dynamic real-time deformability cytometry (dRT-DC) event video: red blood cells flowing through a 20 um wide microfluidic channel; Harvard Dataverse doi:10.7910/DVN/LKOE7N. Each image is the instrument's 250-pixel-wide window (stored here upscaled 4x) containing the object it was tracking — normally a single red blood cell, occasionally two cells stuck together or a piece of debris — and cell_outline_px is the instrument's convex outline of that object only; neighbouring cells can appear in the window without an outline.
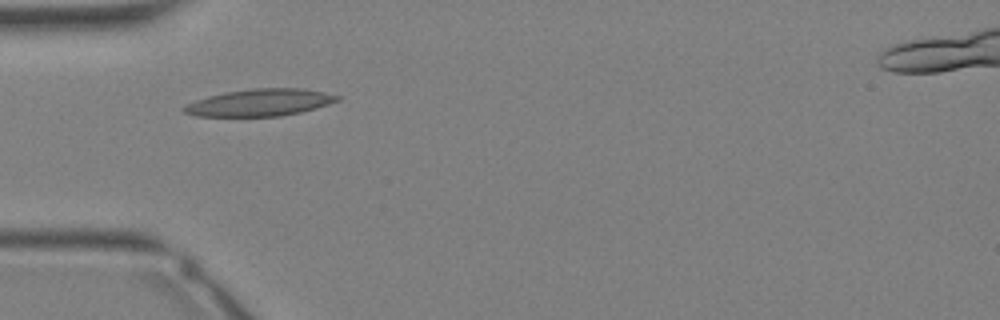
{"species": "Egyptian fruit bat (a non-hibernating species)", "species_latin": "Rousettus aegyptiacus", "temperature_condition": "warm", "stored_images_in_passage": 24, "camera_frame_rate_fps": 3000, "um_per_image_px": 0.085, "animal": {"sex": "female"}, "frame": {"image": 1, "passage_image": 1, "time_ms": 0.0, "image_size_px": [1000, 320], "cell_outline_px": [[340, 100], [316, 108], [300, 112], [280, 116], [196, 116], [184, 112], [180, 108], [196, 100], [208, 96], [228, 92], [252, 88], [300, 88], [324, 92], [340, 96]], "centroid_in_image_um": [22.1, 8.72], "position_along_channel_um": 62.9, "area_um2": 23.99}}
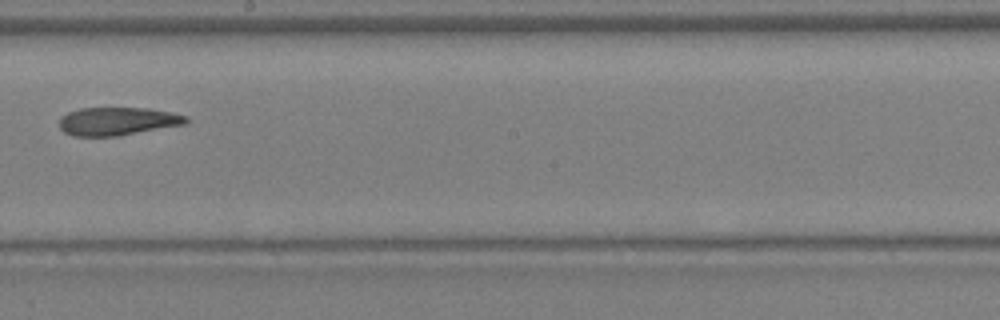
{"frame": {"image": 2, "passage_image": 10, "time_ms": 3.0, "image_size_px": [1000, 320], "cell_outline_px": [[188, 120], [184, 124], [116, 136], [72, 136], [64, 132], [60, 128], [60, 120], [68, 112], [80, 108], [148, 108], [172, 112], [188, 116]], "centroid_in_image_um": [9.99, 10.3], "position_along_channel_um": 238.2, "area_um2": 20.58}}
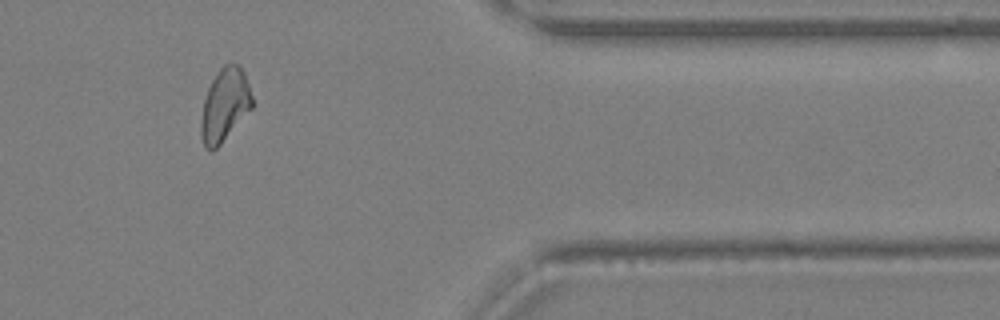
{"frame": {"image": 3, "passage_image": 19, "time_ms": 6.0, "image_size_px": [1000, 320], "cell_outline_px": [[252, 108], [220, 144], [212, 152], [204, 144], [200, 132], [200, 120], [204, 100], [208, 88], [212, 80], [220, 68], [224, 64], [236, 64], [244, 72], [252, 96]], "centroid_in_image_um": [19.09, 8.93], "position_along_channel_um": 392.3, "area_um2": 21.39}}